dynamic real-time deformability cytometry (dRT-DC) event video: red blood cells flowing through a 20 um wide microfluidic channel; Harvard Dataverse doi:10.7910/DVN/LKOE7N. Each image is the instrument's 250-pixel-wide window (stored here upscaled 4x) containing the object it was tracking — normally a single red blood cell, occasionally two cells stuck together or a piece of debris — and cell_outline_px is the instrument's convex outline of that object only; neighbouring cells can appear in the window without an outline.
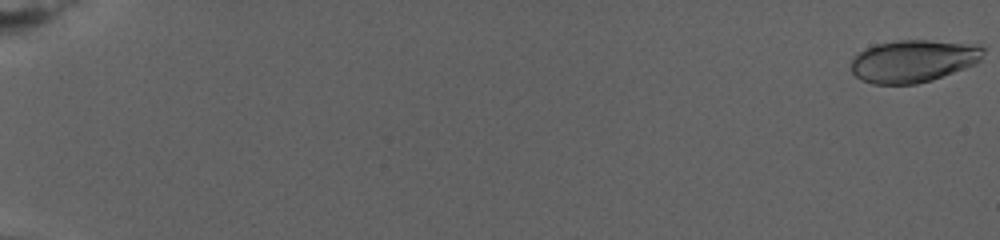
{"species": "human", "species_latin": "Homo sapiens", "temperature_condition": "warm", "stored_images_in_passage": 42, "camera_frame_rate_fps": 3000, "um_per_image_px": 0.085, "donor": {"sex": "female"}, "frame": {"image": 1, "passage_image": 1, "time_ms": 0.0, "image_size_px": [1000, 240], "cell_outline_px": [[984, 52], [980, 60], [964, 68], [932, 80], [916, 84], [872, 84], [860, 80], [852, 72], [852, 56], [864, 48], [876, 44], [896, 40], [928, 40], [980, 44], [984, 48]], "centroid_in_image_um": [77.61, 5.17], "position_along_channel_um": 7.4, "area_um2": 32.89}}
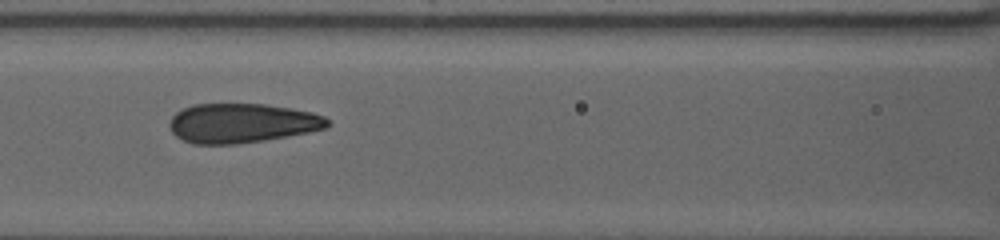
{"frame": {"image": 2, "passage_image": 21, "time_ms": 13.333, "image_size_px": [1000, 240], "cell_outline_px": [[332, 124], [324, 128], [308, 132], [264, 140], [232, 144], [192, 144], [176, 136], [172, 132], [168, 124], [172, 116], [176, 112], [192, 104], [264, 104], [292, 108], [312, 112], [324, 116], [332, 120]], "centroid_in_image_um": [20.57, 10.46], "position_along_channel_um": 146.0, "area_um2": 36.36}}
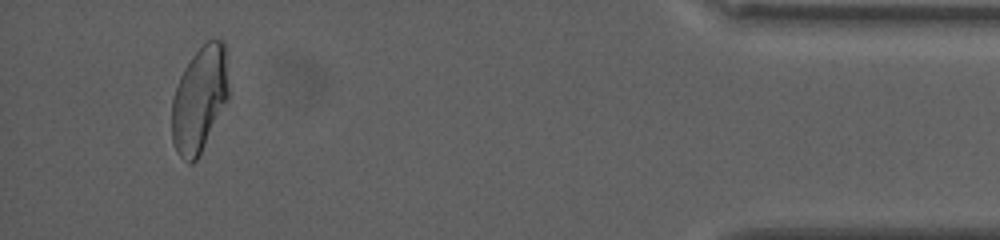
{"frame": {"image": 3, "passage_image": 38, "time_ms": 25.667, "image_size_px": [1000, 240], "cell_outline_px": [[228, 100], [196, 160], [192, 164], [188, 164], [176, 152], [172, 140], [172, 100], [180, 76], [184, 68], [192, 56], [208, 40], [224, 40], [228, 88]], "centroid_in_image_um": [16.94, 8.46], "position_along_channel_um": 418.3, "area_um2": 34.62}}